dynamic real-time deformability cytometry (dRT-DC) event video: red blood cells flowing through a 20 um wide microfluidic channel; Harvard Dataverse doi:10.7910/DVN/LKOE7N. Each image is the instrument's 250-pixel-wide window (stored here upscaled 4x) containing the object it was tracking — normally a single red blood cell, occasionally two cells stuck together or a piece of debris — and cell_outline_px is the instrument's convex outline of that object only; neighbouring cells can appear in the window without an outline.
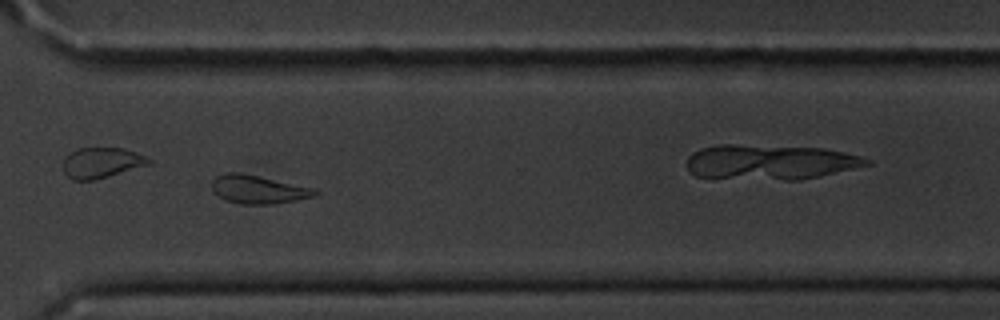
{"species": "common noctule bat (a hibernating species)", "species_latin": "Nyctalus noctula", "temperature_condition": "cold", "stored_images_in_passage": 57, "camera_frame_rate_fps": 3000, "um_per_image_px": 0.085, "animal": {"sex": "male", "body_mass_g": 20.1, "forearm_length_mm": 53.5}, "frame": {"image": 1, "passage_image": 41, "time_ms": 13.333, "image_size_px": [1000, 320], "cell_outline_px": [[320, 192], [316, 196], [296, 200], [272, 204], [244, 204], [224, 200], [212, 188], [212, 180], [216, 176], [228, 172], [236, 172], [316, 188]], "centroid_in_image_um": [21.99, 16.11], "position_along_channel_um": 348.6, "area_um2": 16.82}, "authors_computed_cell_mechanics": {"area_um2": 17.2822, "velocity_mm_per_s": 3.5961, "shape_relaxation_time_tau1_ms": 5.1913, "shape_relaxation_time_tau2_ms": 6.9541, "deformation_change_tau1": 0.1317, "deformation_change_tau2": 0.1598}}